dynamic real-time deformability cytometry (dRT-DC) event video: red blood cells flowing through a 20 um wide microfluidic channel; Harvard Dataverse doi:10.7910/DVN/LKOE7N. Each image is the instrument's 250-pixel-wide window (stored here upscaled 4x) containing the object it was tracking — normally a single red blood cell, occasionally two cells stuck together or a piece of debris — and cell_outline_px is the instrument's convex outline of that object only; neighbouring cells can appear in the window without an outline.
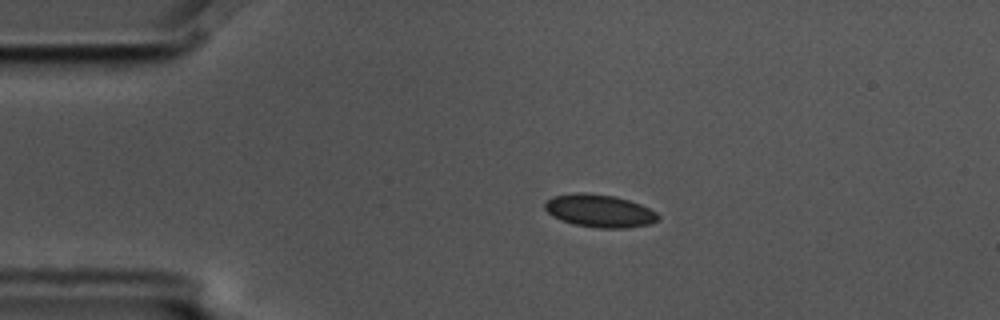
{"species": "common noctule bat (a hibernating species)", "species_latin": "Nyctalus noctula", "temperature_condition": "cold", "stored_images_in_passage": 14, "camera_frame_rate_fps": 3000, "um_per_image_px": 0.085, "animal": {"sex": "male", "body_mass_g": 17.5, "forearm_length_mm": 52.3}, "frame": {"image": 1, "passage_image": 3, "time_ms": 0.667, "image_size_px": [1000, 320], "cell_outline_px": [[660, 220], [652, 224], [624, 228], [596, 228], [572, 224], [560, 220], [552, 216], [544, 208], [544, 204], [552, 196], [576, 192], [584, 192], [616, 196], [640, 204], [656, 212], [660, 216]], "centroid_in_image_um": [50.96, 17.93], "position_along_channel_um": 34.0, "area_um2": 21.91}}
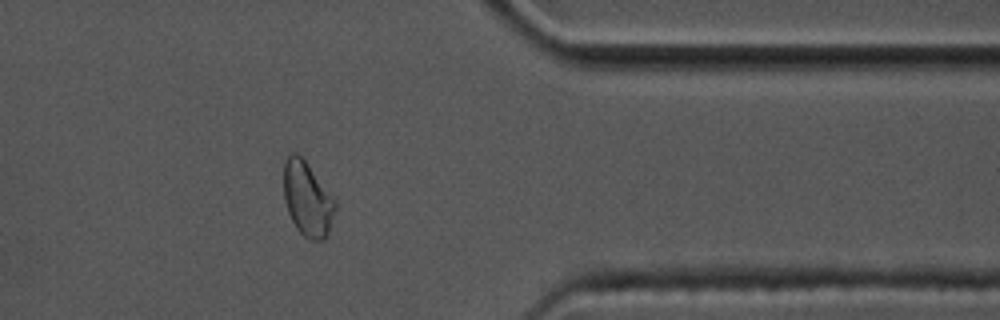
{"frame": {"image": 2, "passage_image": 12, "time_ms": 3.667, "image_size_px": [1000, 320], "cell_outline_px": [[336, 208], [328, 232], [324, 240], [308, 240], [296, 228], [288, 212], [284, 200], [284, 160], [292, 152], [296, 152], [304, 160], [336, 200]], "centroid_in_image_um": [26.12, 16.93], "position_along_channel_um": 385.3, "area_um2": 22.2}}
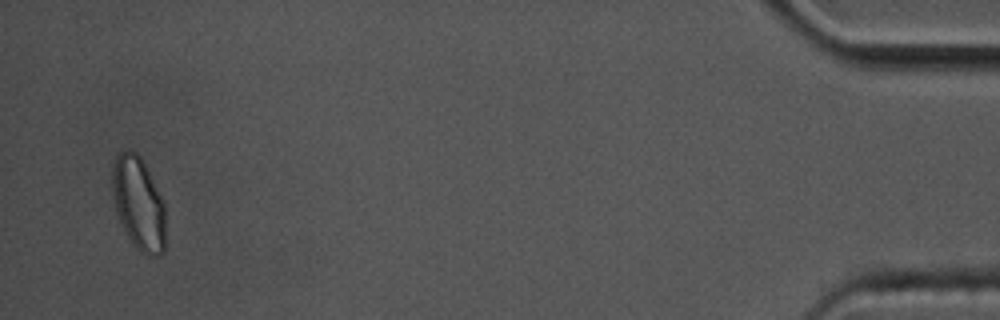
{"frame": {"image": 3, "passage_image": 14, "time_ms": 4.333, "image_size_px": [1000, 320], "cell_outline_px": [[164, 252], [156, 256], [144, 256], [132, 244], [116, 212], [112, 188], [112, 164], [116, 156], [120, 152], [128, 148], [132, 148], [140, 156], [164, 200]], "centroid_in_image_um": [11.77, 17.27], "position_along_channel_um": 423.4, "area_um2": 29.02}}